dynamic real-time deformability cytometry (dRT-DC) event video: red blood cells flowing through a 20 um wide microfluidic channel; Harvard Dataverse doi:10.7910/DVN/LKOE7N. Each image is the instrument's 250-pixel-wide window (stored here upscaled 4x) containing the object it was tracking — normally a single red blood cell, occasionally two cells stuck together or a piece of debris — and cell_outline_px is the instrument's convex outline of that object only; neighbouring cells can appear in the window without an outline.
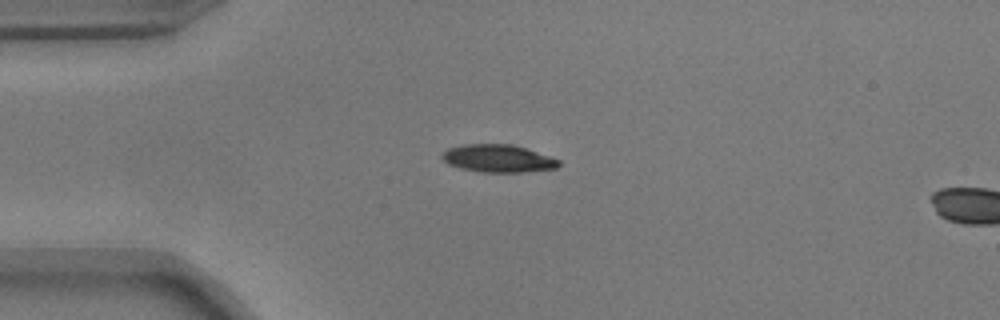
{"species": "common noctule bat (a hibernating species)", "species_latin": "Nyctalus noctula", "temperature_condition": "warm", "stored_images_in_passage": 4, "camera_frame_rate_fps": 3000, "um_per_image_px": 0.085, "animal": {"sex": "male", "body_mass_g": 17.9}, "frame": {"image": 1, "passage_image": 1, "time_ms": 0.0, "image_size_px": [1000, 320], "cell_outline_px": [[560, 164], [556, 168], [520, 172], [480, 172], [460, 168], [448, 164], [440, 156], [448, 148], [464, 144], [512, 144], [560, 160]], "centroid_in_image_um": [42.29, 13.47], "position_along_channel_um": 42.7, "area_um2": 18.61}}